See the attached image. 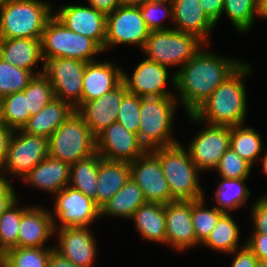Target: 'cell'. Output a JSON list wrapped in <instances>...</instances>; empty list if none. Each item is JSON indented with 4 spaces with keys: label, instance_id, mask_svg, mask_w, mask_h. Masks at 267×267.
Listing matches in <instances>:
<instances>
[{
    "label": "cell",
    "instance_id": "obj_1",
    "mask_svg": "<svg viewBox=\"0 0 267 267\" xmlns=\"http://www.w3.org/2000/svg\"><path fill=\"white\" fill-rule=\"evenodd\" d=\"M200 49L171 76L187 115L193 114L243 62ZM179 91V92H178Z\"/></svg>",
    "mask_w": 267,
    "mask_h": 267
},
{
    "label": "cell",
    "instance_id": "obj_2",
    "mask_svg": "<svg viewBox=\"0 0 267 267\" xmlns=\"http://www.w3.org/2000/svg\"><path fill=\"white\" fill-rule=\"evenodd\" d=\"M251 69L248 63H242L193 114H189L190 119L208 125L244 124L247 112L244 78Z\"/></svg>",
    "mask_w": 267,
    "mask_h": 267
},
{
    "label": "cell",
    "instance_id": "obj_3",
    "mask_svg": "<svg viewBox=\"0 0 267 267\" xmlns=\"http://www.w3.org/2000/svg\"><path fill=\"white\" fill-rule=\"evenodd\" d=\"M150 151L160 161L173 201L204 198L202 186L198 181L200 171L192 161L189 150L186 151L182 144L177 143Z\"/></svg>",
    "mask_w": 267,
    "mask_h": 267
},
{
    "label": "cell",
    "instance_id": "obj_4",
    "mask_svg": "<svg viewBox=\"0 0 267 267\" xmlns=\"http://www.w3.org/2000/svg\"><path fill=\"white\" fill-rule=\"evenodd\" d=\"M50 2L9 0L0 7V39H41L42 32L54 15Z\"/></svg>",
    "mask_w": 267,
    "mask_h": 267
},
{
    "label": "cell",
    "instance_id": "obj_5",
    "mask_svg": "<svg viewBox=\"0 0 267 267\" xmlns=\"http://www.w3.org/2000/svg\"><path fill=\"white\" fill-rule=\"evenodd\" d=\"M178 98L141 97L138 136L147 150L179 143L172 137V126Z\"/></svg>",
    "mask_w": 267,
    "mask_h": 267
},
{
    "label": "cell",
    "instance_id": "obj_6",
    "mask_svg": "<svg viewBox=\"0 0 267 267\" xmlns=\"http://www.w3.org/2000/svg\"><path fill=\"white\" fill-rule=\"evenodd\" d=\"M40 40L44 63L54 58L93 62L95 55L104 52L93 39L69 30L54 15L47 22Z\"/></svg>",
    "mask_w": 267,
    "mask_h": 267
},
{
    "label": "cell",
    "instance_id": "obj_7",
    "mask_svg": "<svg viewBox=\"0 0 267 267\" xmlns=\"http://www.w3.org/2000/svg\"><path fill=\"white\" fill-rule=\"evenodd\" d=\"M96 153V137L75 111L48 138V156L70 165Z\"/></svg>",
    "mask_w": 267,
    "mask_h": 267
},
{
    "label": "cell",
    "instance_id": "obj_8",
    "mask_svg": "<svg viewBox=\"0 0 267 267\" xmlns=\"http://www.w3.org/2000/svg\"><path fill=\"white\" fill-rule=\"evenodd\" d=\"M206 45L197 37L181 31L168 29L150 31L142 51L146 58L160 65L179 66L187 63Z\"/></svg>",
    "mask_w": 267,
    "mask_h": 267
},
{
    "label": "cell",
    "instance_id": "obj_9",
    "mask_svg": "<svg viewBox=\"0 0 267 267\" xmlns=\"http://www.w3.org/2000/svg\"><path fill=\"white\" fill-rule=\"evenodd\" d=\"M47 156V137L31 135L22 129L14 130L8 147L6 162L0 170V177L7 179V176L4 175L6 174L5 171H7V174L18 175L23 179Z\"/></svg>",
    "mask_w": 267,
    "mask_h": 267
},
{
    "label": "cell",
    "instance_id": "obj_10",
    "mask_svg": "<svg viewBox=\"0 0 267 267\" xmlns=\"http://www.w3.org/2000/svg\"><path fill=\"white\" fill-rule=\"evenodd\" d=\"M86 64L70 58H54L45 62L44 74L53 87L55 98L69 103L75 110L81 105Z\"/></svg>",
    "mask_w": 267,
    "mask_h": 267
},
{
    "label": "cell",
    "instance_id": "obj_11",
    "mask_svg": "<svg viewBox=\"0 0 267 267\" xmlns=\"http://www.w3.org/2000/svg\"><path fill=\"white\" fill-rule=\"evenodd\" d=\"M149 34L140 7L120 6L106 16L104 51L118 44H134L143 50Z\"/></svg>",
    "mask_w": 267,
    "mask_h": 267
},
{
    "label": "cell",
    "instance_id": "obj_12",
    "mask_svg": "<svg viewBox=\"0 0 267 267\" xmlns=\"http://www.w3.org/2000/svg\"><path fill=\"white\" fill-rule=\"evenodd\" d=\"M147 151L139 136L118 122L96 136V152L104 160L131 163Z\"/></svg>",
    "mask_w": 267,
    "mask_h": 267
},
{
    "label": "cell",
    "instance_id": "obj_13",
    "mask_svg": "<svg viewBox=\"0 0 267 267\" xmlns=\"http://www.w3.org/2000/svg\"><path fill=\"white\" fill-rule=\"evenodd\" d=\"M192 139L187 150L199 171L215 170L230 147L231 126L208 125Z\"/></svg>",
    "mask_w": 267,
    "mask_h": 267
},
{
    "label": "cell",
    "instance_id": "obj_14",
    "mask_svg": "<svg viewBox=\"0 0 267 267\" xmlns=\"http://www.w3.org/2000/svg\"><path fill=\"white\" fill-rule=\"evenodd\" d=\"M54 211L61 224H56L54 230L63 227L89 226L100 216V208L94 200L84 195L81 191L66 186L56 193Z\"/></svg>",
    "mask_w": 267,
    "mask_h": 267
},
{
    "label": "cell",
    "instance_id": "obj_15",
    "mask_svg": "<svg viewBox=\"0 0 267 267\" xmlns=\"http://www.w3.org/2000/svg\"><path fill=\"white\" fill-rule=\"evenodd\" d=\"M129 165L130 177L141 188L146 202L167 204L173 201L160 161L150 150Z\"/></svg>",
    "mask_w": 267,
    "mask_h": 267
},
{
    "label": "cell",
    "instance_id": "obj_16",
    "mask_svg": "<svg viewBox=\"0 0 267 267\" xmlns=\"http://www.w3.org/2000/svg\"><path fill=\"white\" fill-rule=\"evenodd\" d=\"M90 230L89 226L56 229L58 243L54 250L77 267H93L97 243Z\"/></svg>",
    "mask_w": 267,
    "mask_h": 267
},
{
    "label": "cell",
    "instance_id": "obj_17",
    "mask_svg": "<svg viewBox=\"0 0 267 267\" xmlns=\"http://www.w3.org/2000/svg\"><path fill=\"white\" fill-rule=\"evenodd\" d=\"M54 16L74 33L93 39L104 51L106 14L91 6L65 5Z\"/></svg>",
    "mask_w": 267,
    "mask_h": 267
},
{
    "label": "cell",
    "instance_id": "obj_18",
    "mask_svg": "<svg viewBox=\"0 0 267 267\" xmlns=\"http://www.w3.org/2000/svg\"><path fill=\"white\" fill-rule=\"evenodd\" d=\"M128 93L122 81L103 96L81 104L75 111L82 117L91 133L96 137L105 128L117 121L119 107Z\"/></svg>",
    "mask_w": 267,
    "mask_h": 267
},
{
    "label": "cell",
    "instance_id": "obj_19",
    "mask_svg": "<svg viewBox=\"0 0 267 267\" xmlns=\"http://www.w3.org/2000/svg\"><path fill=\"white\" fill-rule=\"evenodd\" d=\"M165 205L166 245L177 251L197 246L192 224V201L174 200Z\"/></svg>",
    "mask_w": 267,
    "mask_h": 267
},
{
    "label": "cell",
    "instance_id": "obj_20",
    "mask_svg": "<svg viewBox=\"0 0 267 267\" xmlns=\"http://www.w3.org/2000/svg\"><path fill=\"white\" fill-rule=\"evenodd\" d=\"M168 68L149 59L138 64L132 76L123 71L122 81L129 93L140 97H167L174 96L166 89Z\"/></svg>",
    "mask_w": 267,
    "mask_h": 267
},
{
    "label": "cell",
    "instance_id": "obj_21",
    "mask_svg": "<svg viewBox=\"0 0 267 267\" xmlns=\"http://www.w3.org/2000/svg\"><path fill=\"white\" fill-rule=\"evenodd\" d=\"M174 30L197 37L209 44L215 24L206 16L199 0H172Z\"/></svg>",
    "mask_w": 267,
    "mask_h": 267
},
{
    "label": "cell",
    "instance_id": "obj_22",
    "mask_svg": "<svg viewBox=\"0 0 267 267\" xmlns=\"http://www.w3.org/2000/svg\"><path fill=\"white\" fill-rule=\"evenodd\" d=\"M123 69L111 62H87L83 75L81 104L110 92L122 82Z\"/></svg>",
    "mask_w": 267,
    "mask_h": 267
},
{
    "label": "cell",
    "instance_id": "obj_23",
    "mask_svg": "<svg viewBox=\"0 0 267 267\" xmlns=\"http://www.w3.org/2000/svg\"><path fill=\"white\" fill-rule=\"evenodd\" d=\"M42 206H28L23 212L19 225L18 247H45L44 243L53 237L54 219L52 212L41 208Z\"/></svg>",
    "mask_w": 267,
    "mask_h": 267
},
{
    "label": "cell",
    "instance_id": "obj_24",
    "mask_svg": "<svg viewBox=\"0 0 267 267\" xmlns=\"http://www.w3.org/2000/svg\"><path fill=\"white\" fill-rule=\"evenodd\" d=\"M0 58L18 68L32 72L34 75L44 73L41 40L33 38L0 39ZM43 61V71L34 67Z\"/></svg>",
    "mask_w": 267,
    "mask_h": 267
},
{
    "label": "cell",
    "instance_id": "obj_25",
    "mask_svg": "<svg viewBox=\"0 0 267 267\" xmlns=\"http://www.w3.org/2000/svg\"><path fill=\"white\" fill-rule=\"evenodd\" d=\"M70 167L71 165L67 162L47 156L22 180L32 187L55 195L69 186Z\"/></svg>",
    "mask_w": 267,
    "mask_h": 267
},
{
    "label": "cell",
    "instance_id": "obj_26",
    "mask_svg": "<svg viewBox=\"0 0 267 267\" xmlns=\"http://www.w3.org/2000/svg\"><path fill=\"white\" fill-rule=\"evenodd\" d=\"M129 178V163L101 159L97 174L96 205L101 208L126 184Z\"/></svg>",
    "mask_w": 267,
    "mask_h": 267
},
{
    "label": "cell",
    "instance_id": "obj_27",
    "mask_svg": "<svg viewBox=\"0 0 267 267\" xmlns=\"http://www.w3.org/2000/svg\"><path fill=\"white\" fill-rule=\"evenodd\" d=\"M75 109L67 102L54 98L38 114L29 117L22 130L31 135L49 138Z\"/></svg>",
    "mask_w": 267,
    "mask_h": 267
},
{
    "label": "cell",
    "instance_id": "obj_28",
    "mask_svg": "<svg viewBox=\"0 0 267 267\" xmlns=\"http://www.w3.org/2000/svg\"><path fill=\"white\" fill-rule=\"evenodd\" d=\"M138 232L147 241L166 245L165 205L147 202L132 215Z\"/></svg>",
    "mask_w": 267,
    "mask_h": 267
},
{
    "label": "cell",
    "instance_id": "obj_29",
    "mask_svg": "<svg viewBox=\"0 0 267 267\" xmlns=\"http://www.w3.org/2000/svg\"><path fill=\"white\" fill-rule=\"evenodd\" d=\"M145 203L147 202L141 188L130 177L126 184L100 208V216L131 219L135 211Z\"/></svg>",
    "mask_w": 267,
    "mask_h": 267
},
{
    "label": "cell",
    "instance_id": "obj_30",
    "mask_svg": "<svg viewBox=\"0 0 267 267\" xmlns=\"http://www.w3.org/2000/svg\"><path fill=\"white\" fill-rule=\"evenodd\" d=\"M102 158L96 152L88 158L78 160L71 164L69 186L81 191L96 204L97 174L99 161Z\"/></svg>",
    "mask_w": 267,
    "mask_h": 267
},
{
    "label": "cell",
    "instance_id": "obj_31",
    "mask_svg": "<svg viewBox=\"0 0 267 267\" xmlns=\"http://www.w3.org/2000/svg\"><path fill=\"white\" fill-rule=\"evenodd\" d=\"M239 235L240 229L232 218L231 213H224L202 245L216 252L228 254L240 247L238 245L240 241Z\"/></svg>",
    "mask_w": 267,
    "mask_h": 267
},
{
    "label": "cell",
    "instance_id": "obj_32",
    "mask_svg": "<svg viewBox=\"0 0 267 267\" xmlns=\"http://www.w3.org/2000/svg\"><path fill=\"white\" fill-rule=\"evenodd\" d=\"M230 147L253 166L264 146L258 131L242 124L231 126Z\"/></svg>",
    "mask_w": 267,
    "mask_h": 267
},
{
    "label": "cell",
    "instance_id": "obj_33",
    "mask_svg": "<svg viewBox=\"0 0 267 267\" xmlns=\"http://www.w3.org/2000/svg\"><path fill=\"white\" fill-rule=\"evenodd\" d=\"M245 180H247V178H221L218 189L214 194L218 206L216 205L214 207L224 213H230V211L243 206L251 193L246 183H244Z\"/></svg>",
    "mask_w": 267,
    "mask_h": 267
},
{
    "label": "cell",
    "instance_id": "obj_34",
    "mask_svg": "<svg viewBox=\"0 0 267 267\" xmlns=\"http://www.w3.org/2000/svg\"><path fill=\"white\" fill-rule=\"evenodd\" d=\"M240 33L249 31L256 16L261 17V0H224L223 12Z\"/></svg>",
    "mask_w": 267,
    "mask_h": 267
},
{
    "label": "cell",
    "instance_id": "obj_35",
    "mask_svg": "<svg viewBox=\"0 0 267 267\" xmlns=\"http://www.w3.org/2000/svg\"><path fill=\"white\" fill-rule=\"evenodd\" d=\"M53 250L54 247H14L1 256V264L4 267H48Z\"/></svg>",
    "mask_w": 267,
    "mask_h": 267
},
{
    "label": "cell",
    "instance_id": "obj_36",
    "mask_svg": "<svg viewBox=\"0 0 267 267\" xmlns=\"http://www.w3.org/2000/svg\"><path fill=\"white\" fill-rule=\"evenodd\" d=\"M30 117L24 93L16 92L0 99L1 122L13 130L22 129Z\"/></svg>",
    "mask_w": 267,
    "mask_h": 267
},
{
    "label": "cell",
    "instance_id": "obj_37",
    "mask_svg": "<svg viewBox=\"0 0 267 267\" xmlns=\"http://www.w3.org/2000/svg\"><path fill=\"white\" fill-rule=\"evenodd\" d=\"M16 200L1 216H0V256L7 250L18 247L19 225L23 212L28 207H18Z\"/></svg>",
    "mask_w": 267,
    "mask_h": 267
},
{
    "label": "cell",
    "instance_id": "obj_38",
    "mask_svg": "<svg viewBox=\"0 0 267 267\" xmlns=\"http://www.w3.org/2000/svg\"><path fill=\"white\" fill-rule=\"evenodd\" d=\"M22 92L25 95L30 116L38 114L55 98L53 87L44 73L35 75Z\"/></svg>",
    "mask_w": 267,
    "mask_h": 267
},
{
    "label": "cell",
    "instance_id": "obj_39",
    "mask_svg": "<svg viewBox=\"0 0 267 267\" xmlns=\"http://www.w3.org/2000/svg\"><path fill=\"white\" fill-rule=\"evenodd\" d=\"M204 202V198L192 201V224L199 244L206 240L219 218L224 214L215 207L205 208Z\"/></svg>",
    "mask_w": 267,
    "mask_h": 267
},
{
    "label": "cell",
    "instance_id": "obj_40",
    "mask_svg": "<svg viewBox=\"0 0 267 267\" xmlns=\"http://www.w3.org/2000/svg\"><path fill=\"white\" fill-rule=\"evenodd\" d=\"M35 75L0 58V99L23 91Z\"/></svg>",
    "mask_w": 267,
    "mask_h": 267
},
{
    "label": "cell",
    "instance_id": "obj_41",
    "mask_svg": "<svg viewBox=\"0 0 267 267\" xmlns=\"http://www.w3.org/2000/svg\"><path fill=\"white\" fill-rule=\"evenodd\" d=\"M139 7L142 18L144 19L146 27L149 29V31L172 29L168 28V26H164V22H162V19L165 17L171 18V21L173 20L172 2L147 0L142 6Z\"/></svg>",
    "mask_w": 267,
    "mask_h": 267
},
{
    "label": "cell",
    "instance_id": "obj_42",
    "mask_svg": "<svg viewBox=\"0 0 267 267\" xmlns=\"http://www.w3.org/2000/svg\"><path fill=\"white\" fill-rule=\"evenodd\" d=\"M253 166L241 158L231 147L222 155L215 169L221 178H249Z\"/></svg>",
    "mask_w": 267,
    "mask_h": 267
},
{
    "label": "cell",
    "instance_id": "obj_43",
    "mask_svg": "<svg viewBox=\"0 0 267 267\" xmlns=\"http://www.w3.org/2000/svg\"><path fill=\"white\" fill-rule=\"evenodd\" d=\"M140 105L141 97L128 92L123 97L116 121L137 135L140 127Z\"/></svg>",
    "mask_w": 267,
    "mask_h": 267
},
{
    "label": "cell",
    "instance_id": "obj_44",
    "mask_svg": "<svg viewBox=\"0 0 267 267\" xmlns=\"http://www.w3.org/2000/svg\"><path fill=\"white\" fill-rule=\"evenodd\" d=\"M251 213V220L254 225L253 233L267 235V195L261 197L254 203Z\"/></svg>",
    "mask_w": 267,
    "mask_h": 267
},
{
    "label": "cell",
    "instance_id": "obj_45",
    "mask_svg": "<svg viewBox=\"0 0 267 267\" xmlns=\"http://www.w3.org/2000/svg\"><path fill=\"white\" fill-rule=\"evenodd\" d=\"M253 252L258 260L267 261V235L253 233L244 243Z\"/></svg>",
    "mask_w": 267,
    "mask_h": 267
},
{
    "label": "cell",
    "instance_id": "obj_46",
    "mask_svg": "<svg viewBox=\"0 0 267 267\" xmlns=\"http://www.w3.org/2000/svg\"><path fill=\"white\" fill-rule=\"evenodd\" d=\"M229 254L235 255L231 267H256L258 259L246 244H243V247H240L239 250L235 249Z\"/></svg>",
    "mask_w": 267,
    "mask_h": 267
},
{
    "label": "cell",
    "instance_id": "obj_47",
    "mask_svg": "<svg viewBox=\"0 0 267 267\" xmlns=\"http://www.w3.org/2000/svg\"><path fill=\"white\" fill-rule=\"evenodd\" d=\"M13 187L8 179L0 177V216L17 200Z\"/></svg>",
    "mask_w": 267,
    "mask_h": 267
},
{
    "label": "cell",
    "instance_id": "obj_48",
    "mask_svg": "<svg viewBox=\"0 0 267 267\" xmlns=\"http://www.w3.org/2000/svg\"><path fill=\"white\" fill-rule=\"evenodd\" d=\"M206 16L216 25L222 16L224 0H199Z\"/></svg>",
    "mask_w": 267,
    "mask_h": 267
},
{
    "label": "cell",
    "instance_id": "obj_49",
    "mask_svg": "<svg viewBox=\"0 0 267 267\" xmlns=\"http://www.w3.org/2000/svg\"><path fill=\"white\" fill-rule=\"evenodd\" d=\"M14 130L0 122V170L3 168L8 153V147Z\"/></svg>",
    "mask_w": 267,
    "mask_h": 267
},
{
    "label": "cell",
    "instance_id": "obj_50",
    "mask_svg": "<svg viewBox=\"0 0 267 267\" xmlns=\"http://www.w3.org/2000/svg\"><path fill=\"white\" fill-rule=\"evenodd\" d=\"M89 6L99 10L106 15L120 7L119 0H87Z\"/></svg>",
    "mask_w": 267,
    "mask_h": 267
},
{
    "label": "cell",
    "instance_id": "obj_51",
    "mask_svg": "<svg viewBox=\"0 0 267 267\" xmlns=\"http://www.w3.org/2000/svg\"><path fill=\"white\" fill-rule=\"evenodd\" d=\"M48 267H77L68 259L62 257L59 253L53 250L50 253Z\"/></svg>",
    "mask_w": 267,
    "mask_h": 267
},
{
    "label": "cell",
    "instance_id": "obj_52",
    "mask_svg": "<svg viewBox=\"0 0 267 267\" xmlns=\"http://www.w3.org/2000/svg\"><path fill=\"white\" fill-rule=\"evenodd\" d=\"M147 0H119L122 7H139L142 6Z\"/></svg>",
    "mask_w": 267,
    "mask_h": 267
},
{
    "label": "cell",
    "instance_id": "obj_53",
    "mask_svg": "<svg viewBox=\"0 0 267 267\" xmlns=\"http://www.w3.org/2000/svg\"><path fill=\"white\" fill-rule=\"evenodd\" d=\"M261 18L267 19V0H261Z\"/></svg>",
    "mask_w": 267,
    "mask_h": 267
},
{
    "label": "cell",
    "instance_id": "obj_54",
    "mask_svg": "<svg viewBox=\"0 0 267 267\" xmlns=\"http://www.w3.org/2000/svg\"><path fill=\"white\" fill-rule=\"evenodd\" d=\"M262 159H263V161H262L263 162L262 168H263V171H264L265 175H267V154H265V156L262 157Z\"/></svg>",
    "mask_w": 267,
    "mask_h": 267
},
{
    "label": "cell",
    "instance_id": "obj_55",
    "mask_svg": "<svg viewBox=\"0 0 267 267\" xmlns=\"http://www.w3.org/2000/svg\"><path fill=\"white\" fill-rule=\"evenodd\" d=\"M256 267H267V261L258 260L256 263Z\"/></svg>",
    "mask_w": 267,
    "mask_h": 267
},
{
    "label": "cell",
    "instance_id": "obj_56",
    "mask_svg": "<svg viewBox=\"0 0 267 267\" xmlns=\"http://www.w3.org/2000/svg\"><path fill=\"white\" fill-rule=\"evenodd\" d=\"M7 1H9V0H0V7H1L3 4H5Z\"/></svg>",
    "mask_w": 267,
    "mask_h": 267
},
{
    "label": "cell",
    "instance_id": "obj_57",
    "mask_svg": "<svg viewBox=\"0 0 267 267\" xmlns=\"http://www.w3.org/2000/svg\"><path fill=\"white\" fill-rule=\"evenodd\" d=\"M159 1H167V2H172V0H159Z\"/></svg>",
    "mask_w": 267,
    "mask_h": 267
}]
</instances>
